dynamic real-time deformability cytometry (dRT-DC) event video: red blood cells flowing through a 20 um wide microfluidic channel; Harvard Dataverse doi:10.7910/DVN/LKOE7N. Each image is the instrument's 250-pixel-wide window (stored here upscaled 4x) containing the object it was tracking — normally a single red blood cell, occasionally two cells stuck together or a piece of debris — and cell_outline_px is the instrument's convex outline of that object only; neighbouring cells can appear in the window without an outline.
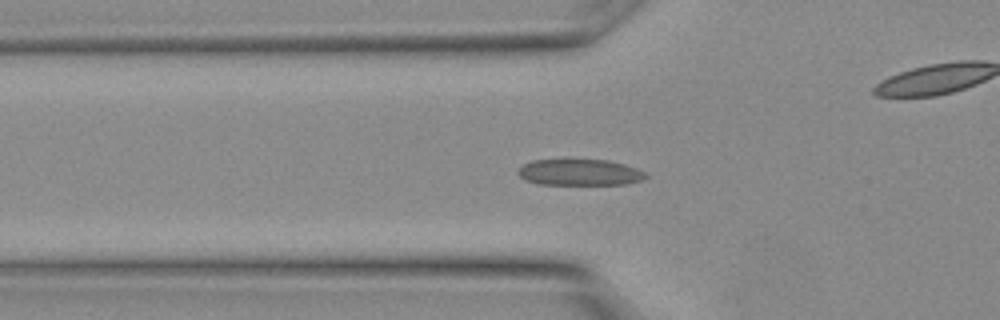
{"species": "Egyptian fruit bat (a non-hibernating species)", "species_latin": "Rousettus aegyptiacus", "temperature_condition": "warm", "stored_images_in_passage": 12, "segment_of_instrument_passage": [1, 2], "camera_frame_rate_fps": 3000, "um_per_image_px": 0.085, "animal": {"sex": "female"}, "frame": {"image": 1, "passage_image": 10, "time_ms": 3.0, "image_size_px": [1000, 320], "cell_outline_px": [[648, 176], [640, 180], [624, 184], [540, 184], [524, 180], [516, 172], [524, 164], [532, 160], [608, 160], [624, 164], [636, 168], [644, 172]], "centroid_in_image_um": [49.25, 14.65], "position_along_channel_um": 76.6, "area_um2": 19.31}}